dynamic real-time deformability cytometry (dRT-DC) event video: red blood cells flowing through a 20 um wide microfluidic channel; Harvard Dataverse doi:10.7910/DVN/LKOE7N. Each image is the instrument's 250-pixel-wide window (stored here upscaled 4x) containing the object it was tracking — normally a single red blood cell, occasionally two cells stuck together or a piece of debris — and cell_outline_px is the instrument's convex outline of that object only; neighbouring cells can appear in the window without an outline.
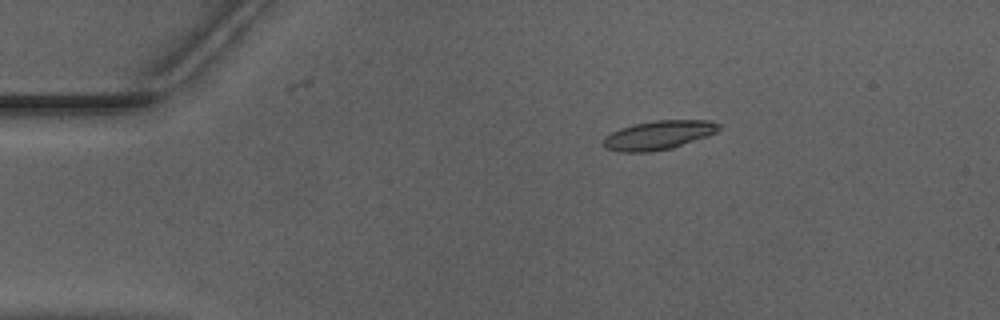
{"species": "Egyptian fruit bat (a non-hibernating species)", "species_latin": "Rousettus aegyptiacus", "temperature_condition": "warm", "stored_images_in_passage": 45, "camera_frame_rate_fps": 3000, "um_per_image_px": 0.085, "animal": {"sex": "male"}, "frame": {"image": 1, "passage_image": 2, "time_ms": 0.333, "image_size_px": [1000, 320], "cell_outline_px": [[720, 128], [716, 132], [708, 136], [672, 148], [652, 152], [616, 152], [604, 148], [600, 144], [604, 136], [620, 128], [652, 120], [712, 120], [720, 124]], "centroid_in_image_um": [55.93, 11.49], "position_along_channel_um": 29.1, "area_um2": 19.83}}
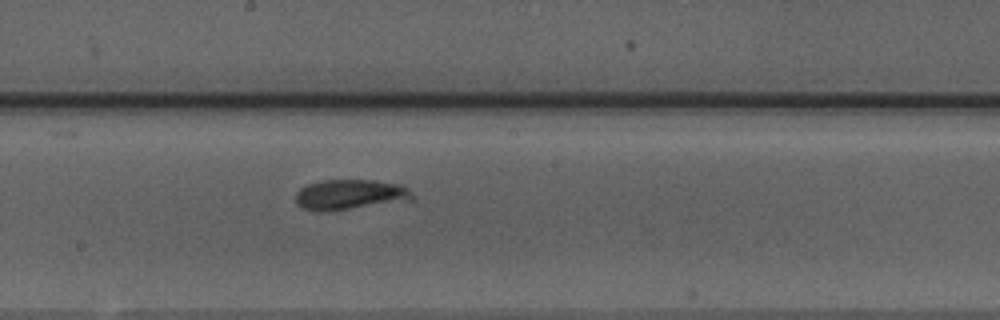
{"frame": {"image": 2, "passage_image": 21, "time_ms": 6.667, "image_size_px": [1000, 320], "cell_outline_px": [[416, 200], [332, 212], [316, 212], [300, 208], [296, 204], [296, 192], [300, 188], [308, 184], [320, 180], [372, 180], [400, 184], [408, 188], [412, 192]], "centroid_in_image_um": [29.76, 16.57], "position_along_channel_um": 218.4, "area_um2": 21.39}}
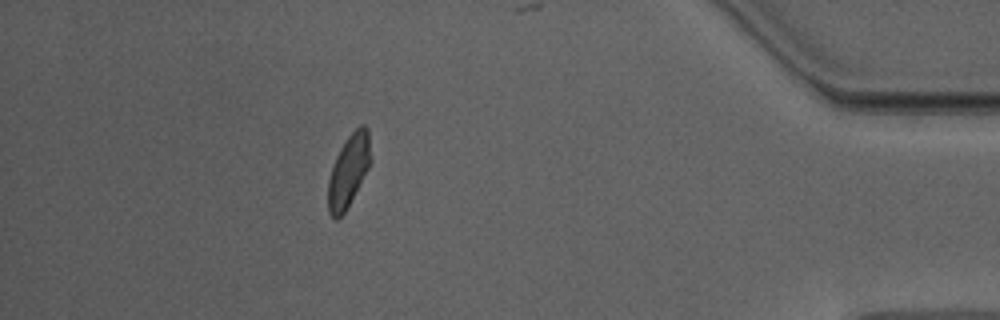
{"frame": {"image": 3, "passage_image": 39, "time_ms": 12.667, "image_size_px": [1000, 320], "cell_outline_px": [[372, 160], [368, 168], [344, 212], [336, 220], [328, 212], [328, 180], [336, 156], [340, 148], [348, 136], [360, 124], [364, 124], [368, 128], [372, 156]], "centroid_in_image_um": [29.64, 14.46], "position_along_channel_um": 405.6, "area_um2": 17.74}, "authors_computed_cell_mechanics": {"area_um2": 19.7676, "velocity_mm_per_s": 3.9639, "shape_relaxation_time_tau1_ms": 6.2562, "shape_relaxation_time_tau2_ms": 1.309, "deformation_change_tau1": 0.232, "deformation_change_tau2": 0.0666}}